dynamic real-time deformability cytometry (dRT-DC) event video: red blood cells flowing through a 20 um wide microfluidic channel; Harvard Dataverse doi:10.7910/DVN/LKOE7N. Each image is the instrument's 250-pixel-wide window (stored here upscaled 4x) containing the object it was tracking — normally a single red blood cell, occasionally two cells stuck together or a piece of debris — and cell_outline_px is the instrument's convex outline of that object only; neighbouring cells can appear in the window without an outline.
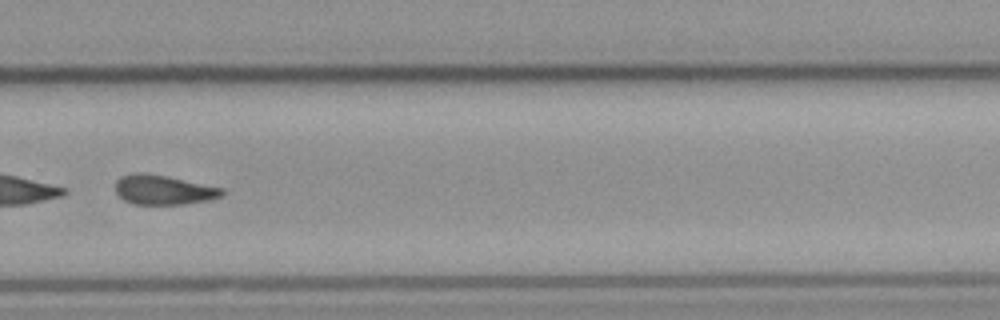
{"species": "common noctule bat (a hibernating species)", "species_latin": "Nyctalus noctula", "temperature_condition": "cold", "stored_images_in_passage": 39, "camera_frame_rate_fps": 3000, "um_per_image_px": 0.085, "animal": {"sex": "male", "body_mass_g": 23.1, "forearm_length_mm": 52.7}, "frame": {"image": 1, "passage_image": 37, "time_ms": 12.0, "image_size_px": [1000, 320], "cell_outline_px": [[224, 196], [208, 200], [184, 204], [132, 204], [124, 200], [116, 192], [116, 180], [120, 176], [132, 172], [144, 172], [224, 188]], "centroid_in_image_um": [13.88, 16.13], "position_along_channel_um": 315.9, "area_um2": 18.38}}